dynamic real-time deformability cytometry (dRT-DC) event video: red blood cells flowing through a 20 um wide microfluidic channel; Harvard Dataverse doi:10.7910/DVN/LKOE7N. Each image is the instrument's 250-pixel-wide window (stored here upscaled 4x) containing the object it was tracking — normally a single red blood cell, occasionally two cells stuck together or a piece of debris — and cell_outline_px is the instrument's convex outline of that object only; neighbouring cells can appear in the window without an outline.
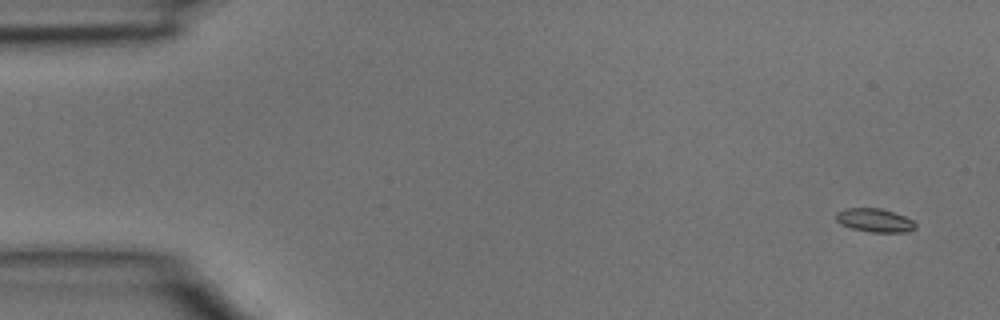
{"species": "common noctule bat (a hibernating species)", "species_latin": "Nyctalus noctula", "temperature_condition": "room temperature", "stored_images_in_passage": 3, "camera_frame_rate_fps": 3000, "um_per_image_px": 0.085, "animal": {"sex": "male", "body_mass_g": 15.6}, "frame": {"image": 1, "passage_image": 1, "time_ms": 0.0, "image_size_px": [1000, 320], "cell_outline_px": [[916, 228], [908, 232], [872, 232], [852, 228], [840, 224], [836, 220], [836, 212], [848, 208], [880, 208], [904, 216], [912, 220], [916, 224]], "centroid_in_image_um": [74.35, 18.73], "position_along_channel_um": 10.7, "area_um2": 10.81}}
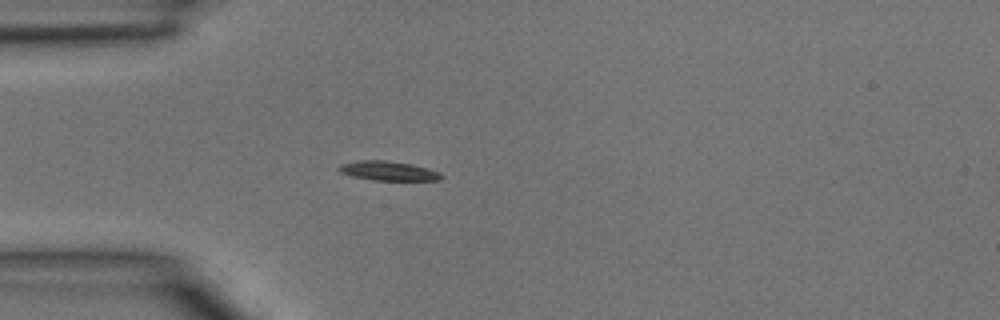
{"frame": {"image": 2, "passage_image": 3, "time_ms": 0.667, "image_size_px": [1000, 320], "cell_outline_px": [[444, 176], [440, 180], [372, 180], [352, 176], [340, 172], [336, 168], [340, 164], [356, 160], [384, 160], [412, 164], [428, 168], [440, 172]], "centroid_in_image_um": [32.99, 14.52], "position_along_channel_um": 52.0, "area_um2": 11.68}}